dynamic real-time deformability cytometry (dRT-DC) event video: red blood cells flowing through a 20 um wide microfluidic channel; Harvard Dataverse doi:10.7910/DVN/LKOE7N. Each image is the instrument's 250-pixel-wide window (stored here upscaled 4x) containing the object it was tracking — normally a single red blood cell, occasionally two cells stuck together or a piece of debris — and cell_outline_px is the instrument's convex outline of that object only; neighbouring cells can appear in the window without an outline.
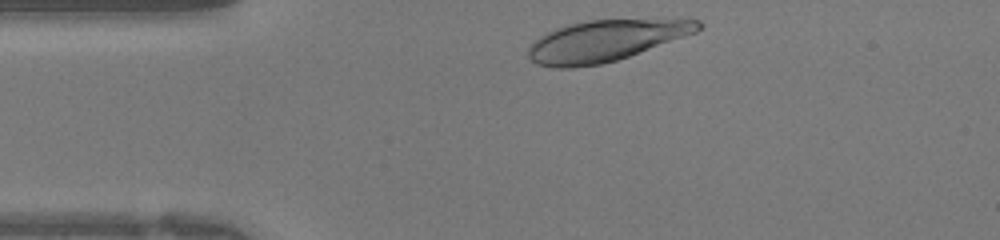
{"species": "human", "species_latin": "Homo sapiens", "temperature_condition": "warm", "stored_images_in_passage": 27, "camera_frame_rate_fps": 3000, "um_per_image_px": 0.085, "donor": {"sex": "female"}, "frame": {"image": 1, "passage_image": 2, "time_ms": 0.333, "image_size_px": [1000, 240], "cell_outline_px": [[704, 24], [696, 32], [628, 56], [616, 60], [600, 64], [572, 68], [552, 68], [536, 64], [528, 56], [528, 48], [540, 36], [556, 28], [588, 20], [700, 20]], "centroid_in_image_um": [51.42, 3.48], "position_along_channel_um": 33.6, "area_um2": 40.0}}
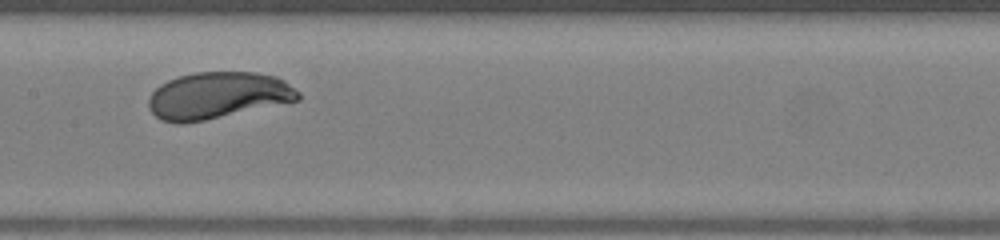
{"frame": {"image": 2, "passage_image": 14, "time_ms": 4.333, "image_size_px": [1000, 240], "cell_outline_px": [[300, 100], [204, 120], [180, 124], [160, 120], [148, 108], [148, 100], [152, 92], [160, 84], [168, 80], [180, 76], [196, 72], [256, 72], [276, 76], [284, 80], [300, 92]], "centroid_in_image_um": [18.51, 8.11], "position_along_channel_um": 188.9, "area_um2": 40.69}}
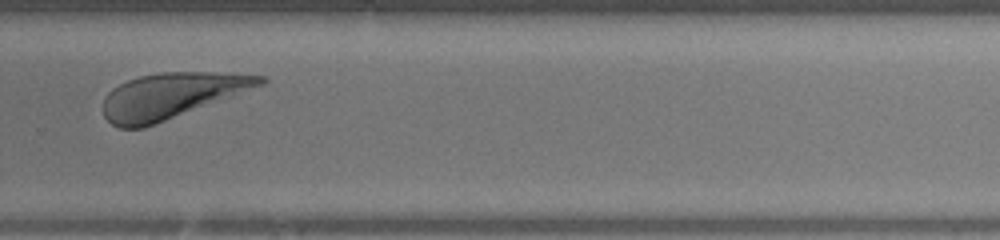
{"frame": {"image": 3, "passage_image": 22, "time_ms": 7.0, "image_size_px": [1000, 240], "cell_outline_px": [[268, 80], [264, 84], [144, 128], [120, 128], [112, 124], [104, 116], [104, 96], [112, 88], [128, 80], [140, 76], [160, 72], [204, 72], [264, 76]], "centroid_in_image_um": [14.51, 8.13], "position_along_channel_um": 315.3, "area_um2": 40.98}}